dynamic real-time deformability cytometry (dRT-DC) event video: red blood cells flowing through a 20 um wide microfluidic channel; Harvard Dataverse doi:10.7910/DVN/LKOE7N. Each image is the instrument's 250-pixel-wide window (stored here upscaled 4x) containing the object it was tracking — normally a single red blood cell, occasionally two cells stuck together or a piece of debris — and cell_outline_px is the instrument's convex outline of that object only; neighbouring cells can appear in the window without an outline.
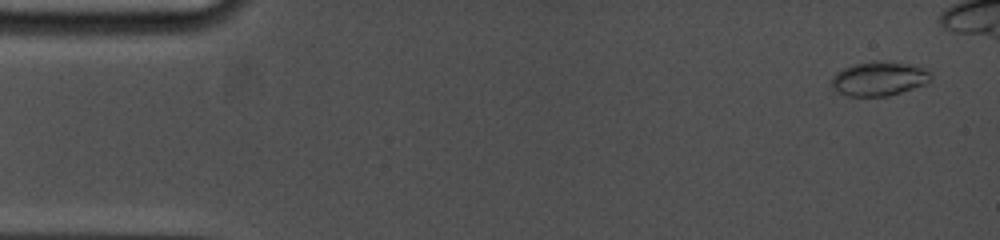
{"species": "common noctule bat (a hibernating species)", "species_latin": "Nyctalus noctula", "temperature_condition": "cold", "stored_images_in_passage": 29, "camera_frame_rate_fps": 5000, "um_per_image_px": 0.085, "animal": {"sex": "female", "body_mass_g": 19.0, "forearm_length_mm": 53.3}, "frame": {"image": 1, "passage_image": 2, "time_ms": 0.4, "image_size_px": [1000, 240], "cell_outline_px": [[932, 80], [928, 84], [888, 96], [848, 96], [836, 92], [832, 84], [832, 76], [836, 72], [852, 64], [872, 60], [880, 60], [920, 64], [932, 68]], "centroid_in_image_um": [74.84, 6.65], "position_along_channel_um": 10.2, "area_um2": 20.75}}
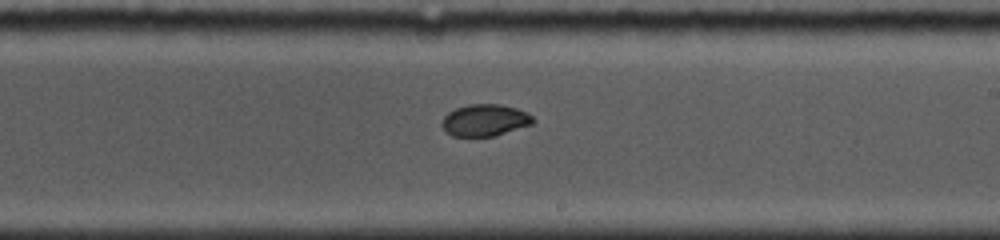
{"frame": {"image": 2, "passage_image": 19, "time_ms": 9.8, "image_size_px": [1000, 240], "cell_outline_px": [[536, 120], [532, 124], [496, 136], [452, 136], [440, 124], [444, 116], [448, 112], [456, 108], [468, 104], [500, 104], [516, 108], [528, 112]], "centroid_in_image_um": [41.24, 10.21], "position_along_channel_um": 247.8, "area_um2": 16.99}}
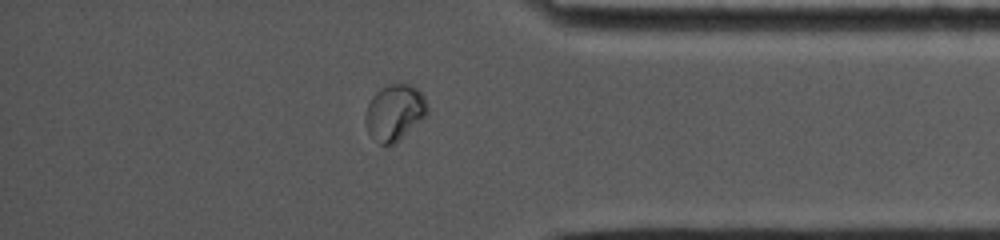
{"frame": {"image": 3, "passage_image": 28, "time_ms": 14.0, "image_size_px": [1000, 240], "cell_outline_px": [[428, 112], [396, 144], [380, 144], [368, 132], [364, 120], [364, 116], [368, 104], [372, 96], [380, 88], [388, 84], [408, 84], [416, 88], [424, 96], [428, 104]], "centroid_in_image_um": [33.52, 9.55], "position_along_channel_um": 401.7, "area_um2": 20.17}}